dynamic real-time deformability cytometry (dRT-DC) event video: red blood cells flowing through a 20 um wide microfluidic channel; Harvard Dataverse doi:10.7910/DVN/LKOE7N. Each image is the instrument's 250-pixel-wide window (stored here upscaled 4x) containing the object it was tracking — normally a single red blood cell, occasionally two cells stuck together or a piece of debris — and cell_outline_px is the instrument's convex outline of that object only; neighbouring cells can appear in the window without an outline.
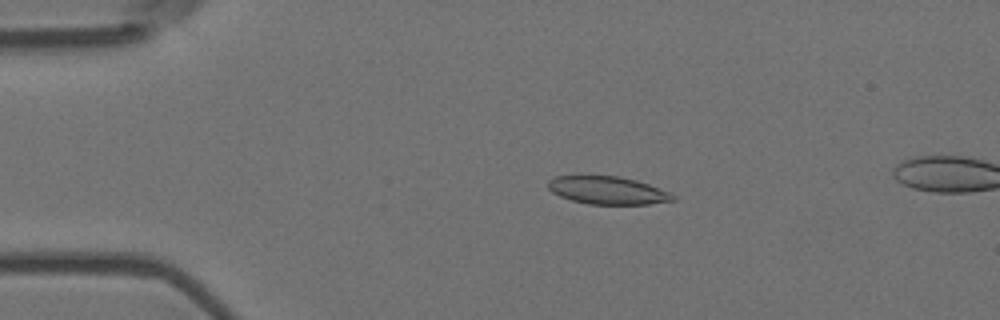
{"species": "Egyptian fruit bat (a non-hibernating species)", "species_latin": "Rousettus aegyptiacus", "temperature_condition": "room temperature", "stored_images_in_passage": 4, "camera_frame_rate_fps": 3000, "um_per_image_px": 0.085, "animal": {"sex": "female"}, "frame": {"image": 1, "passage_image": 2, "time_ms": 0.333, "image_size_px": [1000, 320], "cell_outline_px": [[676, 200], [648, 204], [588, 204], [572, 200], [560, 196], [552, 192], [548, 188], [548, 180], [556, 176], [620, 176], [636, 180], [648, 184], [668, 192], [676, 196]], "centroid_in_image_um": [51.64, 16.18], "position_along_channel_um": 33.4, "area_um2": 20.11}}